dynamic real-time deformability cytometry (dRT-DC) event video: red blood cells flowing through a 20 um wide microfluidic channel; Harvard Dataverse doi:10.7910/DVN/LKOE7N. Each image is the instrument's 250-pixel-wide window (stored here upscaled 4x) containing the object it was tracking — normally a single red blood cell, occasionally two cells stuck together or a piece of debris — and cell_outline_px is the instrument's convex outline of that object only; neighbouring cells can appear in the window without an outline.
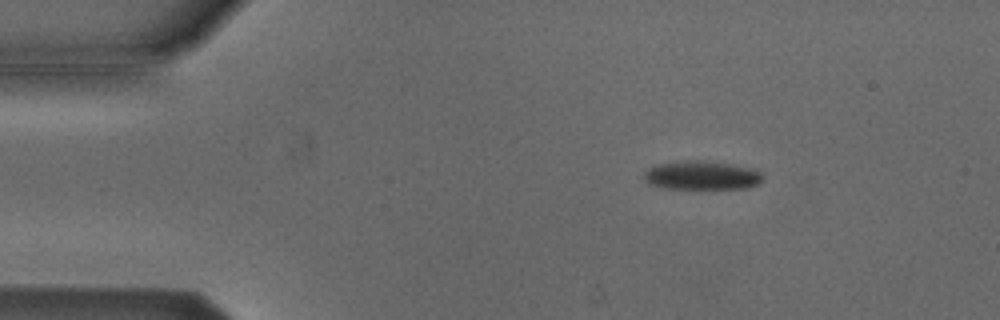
{"species": "Egyptian fruit bat (a non-hibernating species)", "species_latin": "Rousettus aegyptiacus", "temperature_condition": "cold", "stored_images_in_passage": 3, "camera_frame_rate_fps": 3000, "um_per_image_px": 0.085, "animal": {"sex": "male"}, "frame": {"image": 1, "passage_image": 1, "time_ms": 0.0, "image_size_px": [1000, 320], "cell_outline_px": [[760, 184], [748, 188], [664, 188], [648, 184], [644, 180], [644, 172], [648, 168], [656, 164], [684, 160], [700, 160], [728, 164], [752, 168], [760, 172]], "centroid_in_image_um": [59.59, 14.9], "position_along_channel_um": 25.4, "area_um2": 19.83}}